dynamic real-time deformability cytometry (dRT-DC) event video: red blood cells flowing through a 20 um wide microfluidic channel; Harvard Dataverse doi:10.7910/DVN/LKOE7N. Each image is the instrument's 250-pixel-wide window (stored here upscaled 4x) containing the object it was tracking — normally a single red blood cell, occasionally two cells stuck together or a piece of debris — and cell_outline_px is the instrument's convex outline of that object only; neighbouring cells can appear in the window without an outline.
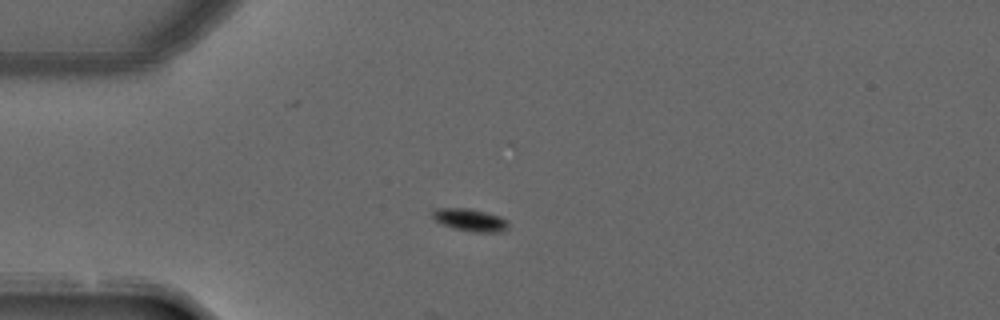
{"species": "common noctule bat (a hibernating species)", "species_latin": "Nyctalus noctula", "temperature_condition": "warm", "stored_images_in_passage": 6, "camera_frame_rate_fps": 3000, "um_per_image_px": 0.085, "animal": {"sex": "male", "forearm_length_mm": 52.5}, "frame": {"image": 1, "passage_image": 3, "time_ms": 0.667, "image_size_px": [1000, 320], "cell_outline_px": [[508, 228], [504, 232], [472, 232], [452, 228], [440, 224], [432, 216], [432, 212], [436, 208], [468, 208], [500, 216], [508, 220]], "centroid_in_image_um": [39.97, 18.71], "position_along_channel_um": 45.0, "area_um2": 10.06}}
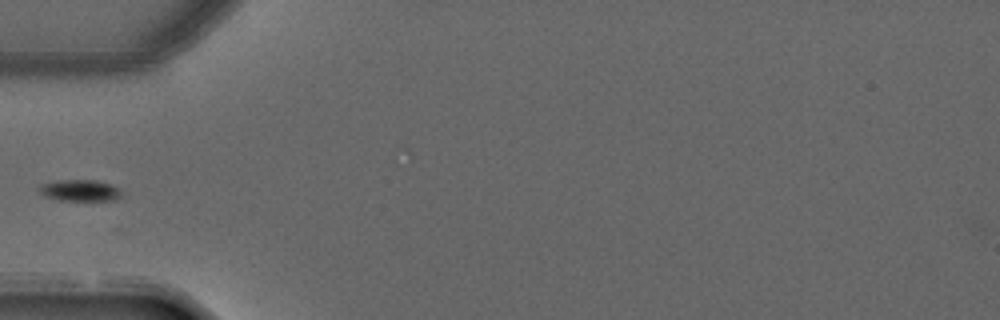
{"frame": {"image": 2, "passage_image": 4, "time_ms": 1.0, "image_size_px": [1000, 320], "cell_outline_px": [[120, 196], [116, 200], [60, 200], [48, 196], [40, 192], [40, 188], [44, 184], [60, 180], [96, 180], [112, 184], [120, 188]], "centroid_in_image_um": [6.89, 16.18], "position_along_channel_um": 78.1, "area_um2": 10.0}}
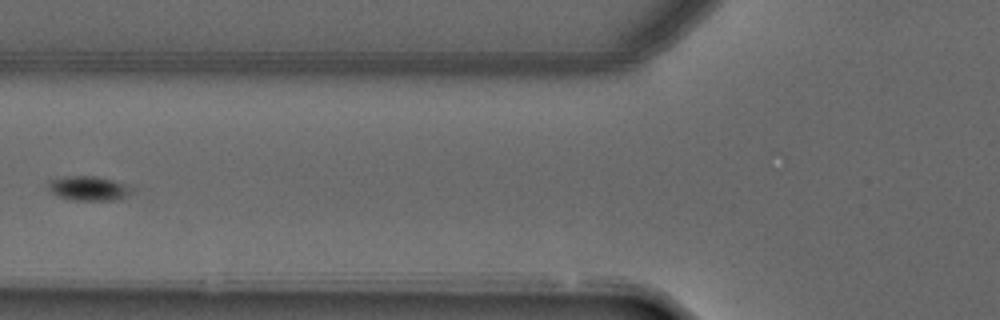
{"frame": {"image": 3, "passage_image": 5, "time_ms": 1.333, "image_size_px": [1000, 320], "cell_outline_px": [[128, 192], [124, 196], [112, 200], [76, 200], [60, 196], [52, 192], [48, 188], [48, 180], [64, 176], [96, 176], [112, 180], [120, 184]], "centroid_in_image_um": [7.36, 15.99], "position_along_channel_um": 118.4, "area_um2": 11.16}}